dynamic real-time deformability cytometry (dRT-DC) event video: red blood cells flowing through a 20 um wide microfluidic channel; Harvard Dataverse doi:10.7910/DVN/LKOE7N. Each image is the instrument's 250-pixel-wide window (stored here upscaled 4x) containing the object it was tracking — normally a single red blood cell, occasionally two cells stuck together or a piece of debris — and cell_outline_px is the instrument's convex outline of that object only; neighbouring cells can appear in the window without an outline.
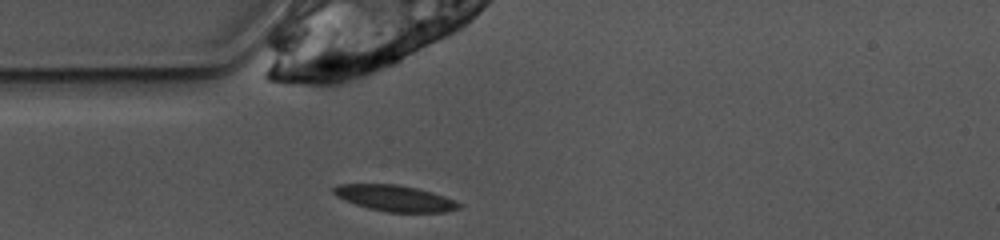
{"species": "common noctule bat (a hibernating species)", "species_latin": "Nyctalus noctula", "temperature_condition": "warm", "stored_images_in_passage": 39, "camera_frame_rate_fps": 3000, "um_per_image_px": 0.085, "animal": {"sex": "female", "body_mass_g": 10.0, "forearm_length_mm": 53.1}, "frame": {"image": 1, "passage_image": 1, "time_ms": 0.0, "image_size_px": [1000, 240], "cell_outline_px": [[460, 208], [444, 212], [388, 212], [368, 208], [344, 200], [336, 196], [332, 192], [332, 188], [336, 184], [400, 184], [432, 192], [456, 200], [460, 204]], "centroid_in_image_um": [33.54, 16.84], "position_along_channel_um": 51.5, "area_um2": 19.07}}
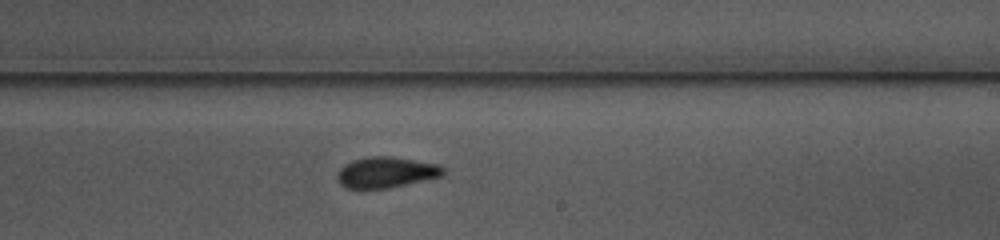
{"frame": {"image": 2, "passage_image": 17, "time_ms": 5.333, "image_size_px": [1000, 240], "cell_outline_px": [[444, 176], [428, 180], [388, 188], [360, 192], [344, 188], [336, 180], [336, 172], [344, 164], [352, 160], [368, 156], [392, 156], [440, 164], [444, 168]], "centroid_in_image_um": [32.76, 14.69], "position_along_channel_um": 256.2, "area_um2": 20.11}}
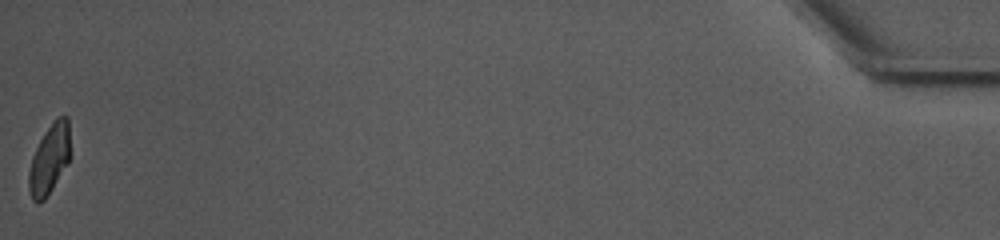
{"frame": {"image": 3, "passage_image": 39, "time_ms": 12.667, "image_size_px": [1000, 240], "cell_outline_px": [[68, 164], [44, 200], [36, 204], [32, 200], [28, 188], [28, 172], [32, 156], [44, 132], [56, 116], [68, 116]], "centroid_in_image_um": [4.16, 13.55], "position_along_channel_um": 431.0, "area_um2": 16.65}, "authors_computed_cell_mechanics": {"area_um2": 18.9584, "velocity_mm_per_s": 3.8662, "shape_relaxation_time_tau1_ms": 5.1275, "shape_relaxation_time_tau2_ms": 2.0004, "deformation_change_tau1": 0.1767, "deformation_change_tau2": 0.0818}}